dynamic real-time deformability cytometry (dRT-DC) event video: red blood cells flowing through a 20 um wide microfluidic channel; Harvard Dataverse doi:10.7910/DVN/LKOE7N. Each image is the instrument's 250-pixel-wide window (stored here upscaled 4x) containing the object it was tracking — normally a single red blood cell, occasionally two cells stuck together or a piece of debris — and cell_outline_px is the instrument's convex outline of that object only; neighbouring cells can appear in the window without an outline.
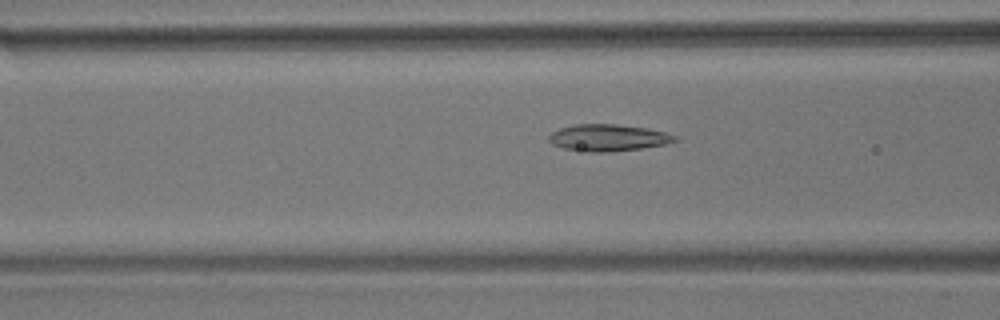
{"species": "common noctule bat (a hibernating species)", "species_latin": "Nyctalus noctula", "temperature_condition": "room temperature", "stored_images_in_passage": 46, "camera_frame_rate_fps": 3000, "um_per_image_px": 0.085, "animal": {"sex": "male", "body_mass_g": 17.9}, "frame": {"image": 1, "passage_image": 16, "time_ms": 5.0, "image_size_px": [1000, 320], "cell_outline_px": [[676, 140], [664, 144], [640, 148], [612, 152], [588, 152], [564, 148], [552, 144], [548, 140], [548, 136], [552, 132], [560, 128], [576, 124], [616, 124], [648, 128], [664, 132], [676, 136]], "centroid_in_image_um": [51.65, 11.7], "position_along_channel_um": 115.0, "area_um2": 19.54}}
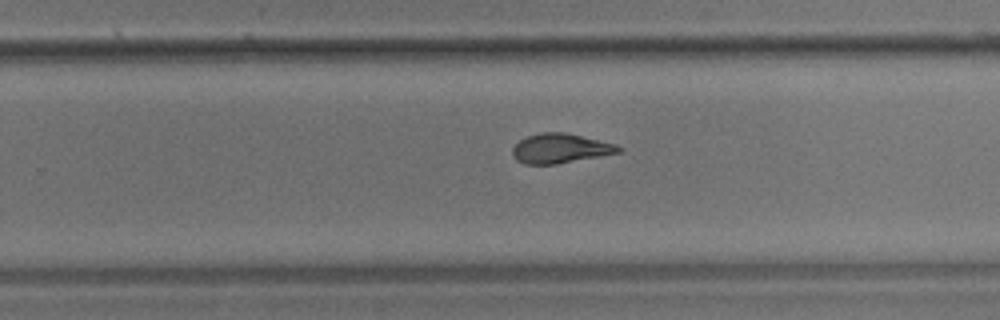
{"frame": {"image": 2, "passage_image": 30, "time_ms": 9.667, "image_size_px": [1000, 320], "cell_outline_px": [[620, 152], [556, 164], [524, 164], [516, 160], [512, 156], [512, 148], [520, 140], [528, 136], [540, 132], [564, 132], [612, 144], [620, 148]], "centroid_in_image_um": [47.52, 12.62], "position_along_channel_um": 282.3, "area_um2": 17.8}}
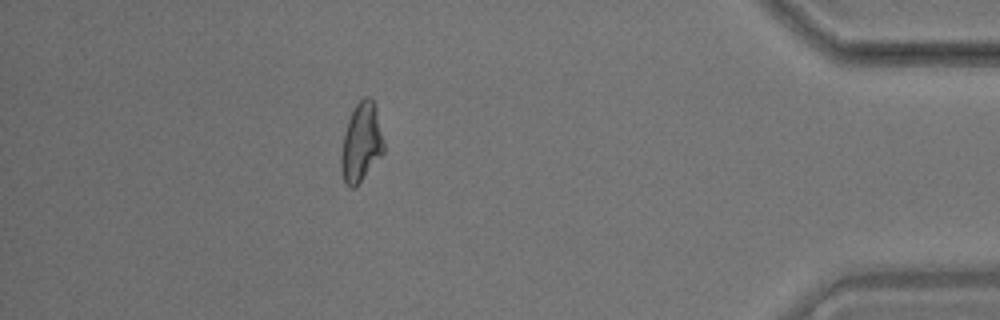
{"frame": {"image": 3, "passage_image": 44, "time_ms": 14.333, "image_size_px": [1000, 320], "cell_outline_px": [[384, 152], [356, 188], [348, 188], [344, 184], [340, 168], [340, 152], [344, 132], [348, 120], [356, 104], [364, 96], [372, 96], [376, 108], [384, 140]], "centroid_in_image_um": [30.69, 12.15], "position_along_channel_um": 404.5, "area_um2": 20.06}, "authors_computed_cell_mechanics": {"area_um2": 19.4786, "velocity_mm_per_s": 3.5856, "shape_relaxation_time_tau1_ms": 10.0353, "shape_relaxation_time_tau2_ms": 2.0483, "deformation_change_tau1": 0.2433, "deformation_change_tau2": 0.099}}